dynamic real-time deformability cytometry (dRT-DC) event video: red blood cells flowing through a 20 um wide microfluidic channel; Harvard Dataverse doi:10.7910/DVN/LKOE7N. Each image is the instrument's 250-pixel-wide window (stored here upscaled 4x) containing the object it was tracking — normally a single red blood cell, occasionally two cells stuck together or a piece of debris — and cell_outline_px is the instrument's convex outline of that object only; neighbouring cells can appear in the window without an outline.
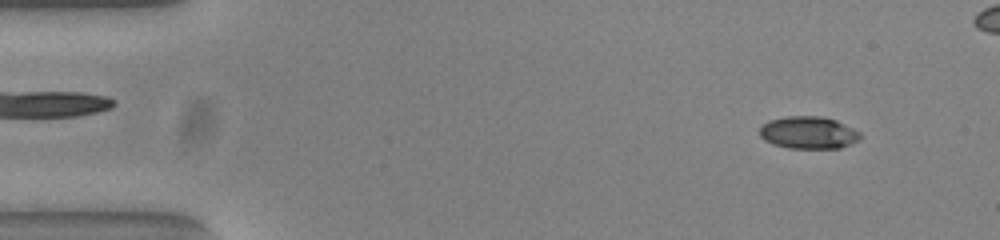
{"species": "common noctule bat (a hibernating species)", "species_latin": "Nyctalus noctula", "temperature_condition": "warm", "stored_images_in_passage": 48, "camera_frame_rate_fps": 3000, "um_per_image_px": 0.085, "animal": {"sex": "female", "body_mass_g": 23.0, "forearm_length_mm": 53.4}, "frame": {"image": 1, "passage_image": 4, "time_ms": 1.0, "image_size_px": [1000, 240], "cell_outline_px": [[860, 136], [856, 140], [840, 148], [788, 148], [772, 144], [764, 140], [760, 136], [760, 128], [768, 120], [784, 116], [820, 116], [836, 120], [860, 132]], "centroid_in_image_um": [68.66, 11.26], "position_along_channel_um": 16.3, "area_um2": 18.84}}
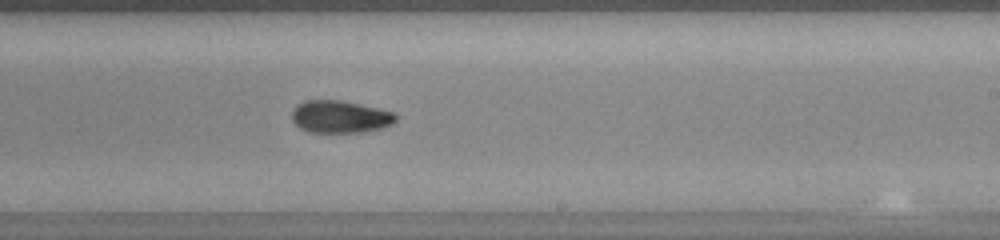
{"frame": {"image": 2, "passage_image": 31, "time_ms": 10.0, "image_size_px": [1000, 240], "cell_outline_px": [[396, 120], [392, 124], [380, 128], [360, 132], [308, 132], [300, 128], [292, 120], [292, 112], [296, 104], [304, 100], [340, 100], [396, 112]], "centroid_in_image_um": [28.88, 9.91], "position_along_channel_um": 260.1, "area_um2": 19.59}}
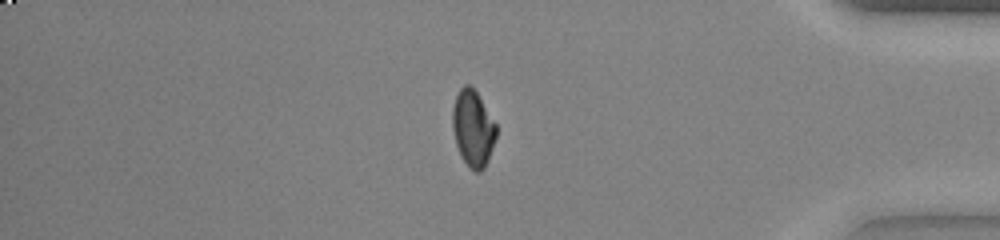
{"frame": {"image": 3, "passage_image": 44, "time_ms": 14.333, "image_size_px": [1000, 240], "cell_outline_px": [[496, 136], [488, 160], [484, 168], [480, 172], [476, 172], [464, 160], [456, 144], [452, 128], [452, 108], [456, 96], [460, 88], [464, 84], [468, 84], [476, 92], [496, 124]], "centroid_in_image_um": [40.19, 10.89], "position_along_channel_um": 395.0, "area_um2": 19.07}}